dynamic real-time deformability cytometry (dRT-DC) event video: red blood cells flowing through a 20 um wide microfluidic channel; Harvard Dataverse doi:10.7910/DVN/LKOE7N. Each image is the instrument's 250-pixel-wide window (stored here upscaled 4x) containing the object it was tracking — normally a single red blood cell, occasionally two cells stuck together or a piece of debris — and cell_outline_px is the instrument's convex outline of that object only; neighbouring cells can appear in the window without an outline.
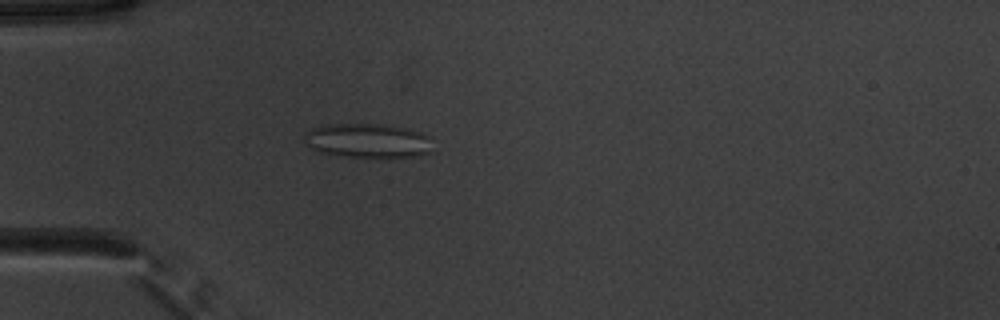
{"species": "common noctule bat (a hibernating species)", "species_latin": "Nyctalus noctula", "temperature_condition": "warm", "stored_images_in_passage": 52, "camera_frame_rate_fps": 3000, "um_per_image_px": 0.085, "animal": {"sex": "male", "body_mass_g": 20.1, "forearm_length_mm": 53.5}, "frame": {"image": 1, "passage_image": 16, "time_ms": 5.0, "image_size_px": [1000, 320], "cell_outline_px": [[432, 152], [420, 156], [388, 160], [340, 156], [320, 152], [312, 148], [304, 140], [304, 132], [312, 128], [324, 124], [380, 124], [404, 128], [420, 132], [424, 136]], "centroid_in_image_um": [31.22, 12.01], "position_along_channel_um": 53.8, "area_um2": 26.24}}
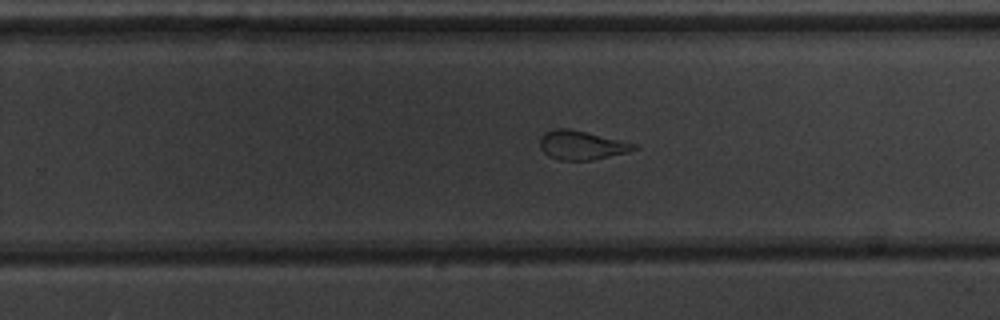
{"frame": {"image": 2, "passage_image": 34, "time_ms": 11.0, "image_size_px": [1000, 320], "cell_outline_px": [[640, 148], [628, 152], [592, 160], [560, 160], [548, 156], [540, 148], [540, 136], [544, 132], [556, 128], [568, 128], [620, 140], [636, 144]], "centroid_in_image_um": [49.41, 12.34], "position_along_channel_um": 280.4, "area_um2": 15.84}}
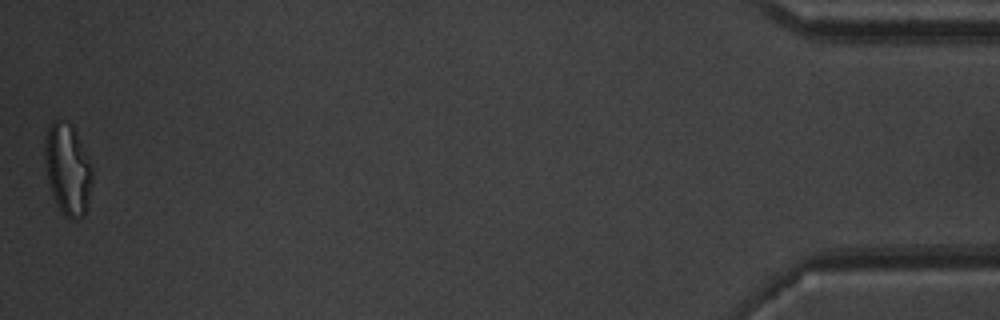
{"frame": {"image": 3, "passage_image": 52, "time_ms": 17.0, "image_size_px": [1000, 320], "cell_outline_px": [[92, 180], [88, 208], [84, 216], [80, 220], [72, 220], [64, 216], [60, 212], [52, 196], [48, 180], [44, 156], [44, 140], [48, 128], [52, 120], [56, 120], [72, 124], [76, 132], [92, 168]], "centroid_in_image_um": [5.75, 14.45], "position_along_channel_um": 429.5, "area_um2": 25.55}, "authors_computed_cell_mechanics": {"area_um2": 21.0681, "velocity_mm_per_s": 3.9488, "shape_relaxation_time_tau1_ms": null, "shape_relaxation_time_tau2_ms": 1.2834, "deformation_change_tau1": null, "deformation_change_tau2": 0.1078}}